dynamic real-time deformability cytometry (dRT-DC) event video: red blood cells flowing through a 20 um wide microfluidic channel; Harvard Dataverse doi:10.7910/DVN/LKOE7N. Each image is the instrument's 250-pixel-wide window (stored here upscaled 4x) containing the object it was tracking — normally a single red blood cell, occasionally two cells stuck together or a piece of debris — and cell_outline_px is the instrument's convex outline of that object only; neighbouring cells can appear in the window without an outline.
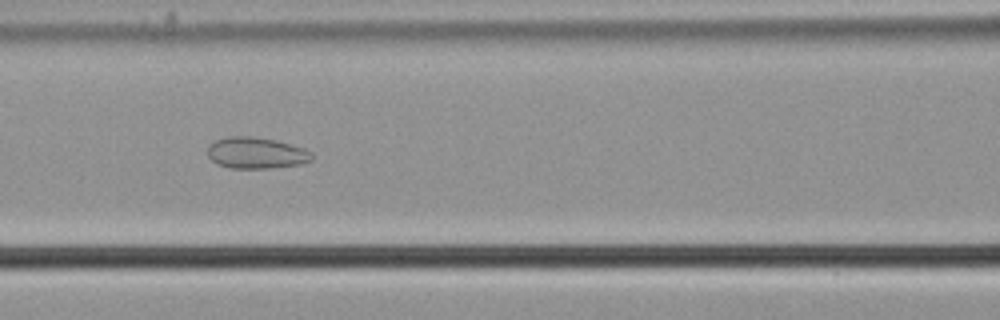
{"species": "common noctule bat (a hibernating species)", "species_latin": "Nyctalus noctula", "temperature_condition": "cold", "stored_images_in_passage": 43, "camera_frame_rate_fps": 3000, "um_per_image_px": 0.085, "animal": {"sex": "male", "body_mass_g": 21.5, "forearm_length_mm": 52.0}, "frame": {"image": 1, "passage_image": 15, "time_ms": 4.667, "image_size_px": [1000, 320], "cell_outline_px": [[312, 160], [300, 164], [272, 168], [232, 168], [216, 164], [208, 156], [208, 144], [216, 140], [228, 136], [252, 136], [276, 140], [304, 148], [312, 152]], "centroid_in_image_um": [21.76, 12.99], "position_along_channel_um": 144.8, "area_um2": 19.13}}
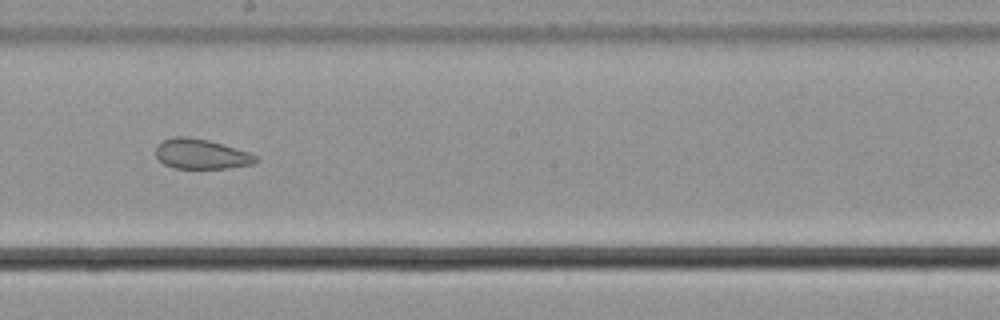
{"frame": {"image": 2, "passage_image": 22, "time_ms": 7.0, "image_size_px": [1000, 320], "cell_outline_px": [[260, 160], [256, 164], [228, 168], [172, 168], [164, 164], [156, 156], [156, 144], [164, 140], [176, 136], [184, 136], [208, 140], [248, 152], [256, 156]], "centroid_in_image_um": [17.11, 13.1], "position_along_channel_um": 231.1, "area_um2": 17.46}}
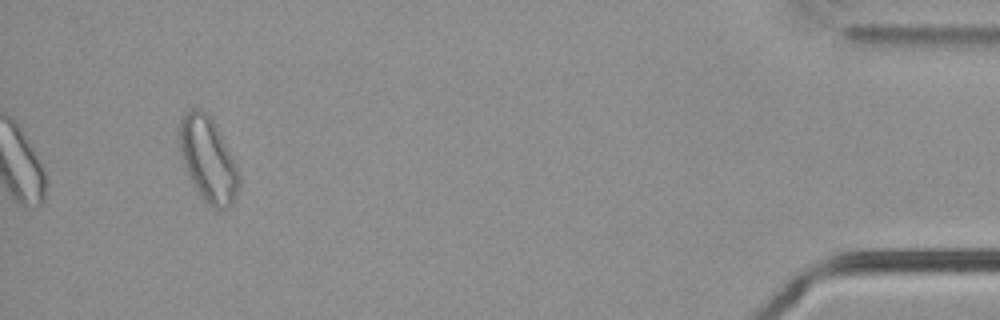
{"frame": {"image": 3, "passage_image": 43, "time_ms": 14.0, "image_size_px": [1000, 320], "cell_outline_px": [[240, 184], [232, 204], [224, 208], [212, 208], [200, 196], [184, 168], [180, 152], [180, 116], [184, 112], [192, 108], [200, 108], [216, 124], [236, 164], [240, 176]], "centroid_in_image_um": [17.68, 13.54], "position_along_channel_um": 417.5, "area_um2": 29.3}, "authors_computed_cell_mechanics": {"area_um2": 20.5768, "velocity_mm_per_s": 3.7065, "shape_relaxation_time_tau1_ms": null, "shape_relaxation_time_tau2_ms": 2.6186, "deformation_change_tau1": null, "deformation_change_tau2": 0.0859}}